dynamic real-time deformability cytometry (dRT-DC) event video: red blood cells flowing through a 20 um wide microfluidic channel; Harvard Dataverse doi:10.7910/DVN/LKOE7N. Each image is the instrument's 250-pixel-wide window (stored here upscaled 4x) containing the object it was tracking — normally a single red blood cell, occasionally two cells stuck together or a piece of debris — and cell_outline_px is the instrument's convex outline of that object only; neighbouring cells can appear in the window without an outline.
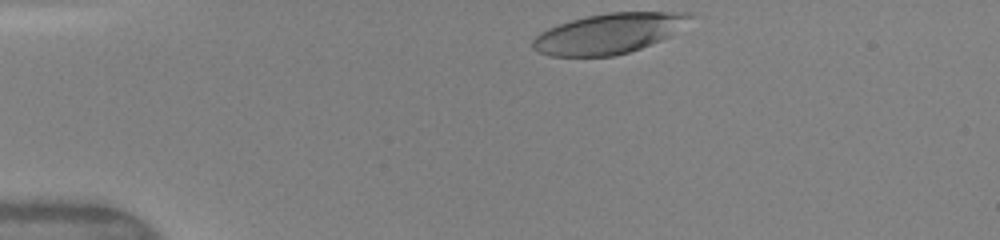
{"species": "human", "species_latin": "Homo sapiens", "temperature_condition": "warm", "stored_images_in_passage": 33, "camera_frame_rate_fps": 3000, "um_per_image_px": 0.085, "donor": {"sex": "female"}, "frame": {"image": 1, "passage_image": 1, "time_ms": 0.0, "image_size_px": [1000, 240], "cell_outline_px": [[692, 16], [668, 36], [660, 40], [640, 48], [628, 52], [612, 56], [548, 56], [536, 52], [532, 48], [532, 40], [540, 32], [548, 28], [572, 20], [588, 16], [608, 12], [688, 12]], "centroid_in_image_um": [51.64, 2.85], "position_along_channel_um": 33.4, "area_um2": 36.24}}
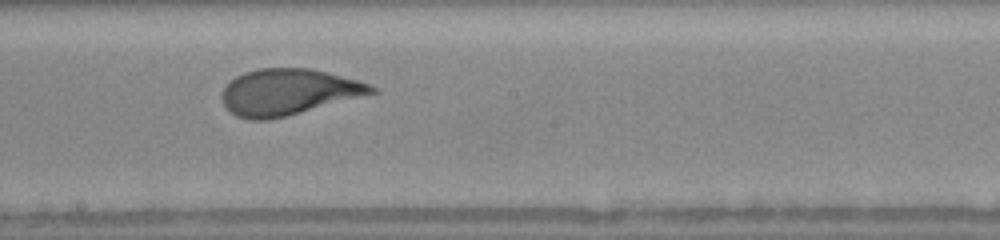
{"frame": {"image": 2, "passage_image": 19, "time_ms": 6.0, "image_size_px": [1000, 240], "cell_outline_px": [[380, 92], [268, 120], [248, 120], [236, 116], [224, 104], [220, 96], [224, 88], [236, 76], [244, 72], [260, 68], [308, 68], [356, 80], [368, 84], [376, 88]], "centroid_in_image_um": [24.48, 7.82], "position_along_channel_um": 223.7, "area_um2": 39.71}}
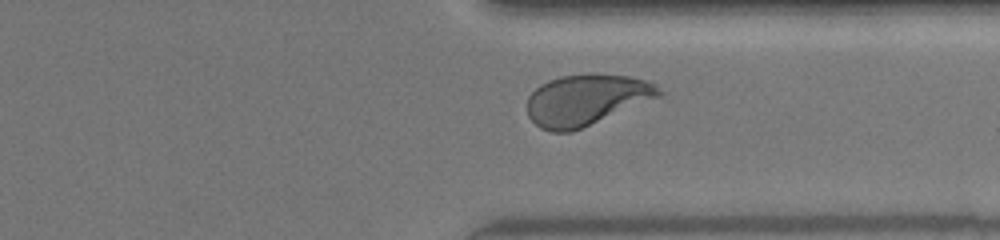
{"frame": {"image": 3, "passage_image": 29, "time_ms": 9.333, "image_size_px": [1000, 240], "cell_outline_px": [[664, 96], [572, 132], [552, 132], [540, 128], [528, 116], [528, 96], [540, 84], [548, 80], [560, 76], [628, 76], [652, 80], [664, 92]], "centroid_in_image_um": [49.89, 8.52], "position_along_channel_um": 361.5, "area_um2": 39.07}, "authors_computed_cell_mechanics": {"area_um2": 39.7086, "velocity_mm_per_s": 4.1309, "shape_relaxation_time_tau1_ms": 3.6715, "shape_relaxation_time_tau2_ms": null, "deformation_change_tau1": 0.195, "deformation_change_tau2": null}}